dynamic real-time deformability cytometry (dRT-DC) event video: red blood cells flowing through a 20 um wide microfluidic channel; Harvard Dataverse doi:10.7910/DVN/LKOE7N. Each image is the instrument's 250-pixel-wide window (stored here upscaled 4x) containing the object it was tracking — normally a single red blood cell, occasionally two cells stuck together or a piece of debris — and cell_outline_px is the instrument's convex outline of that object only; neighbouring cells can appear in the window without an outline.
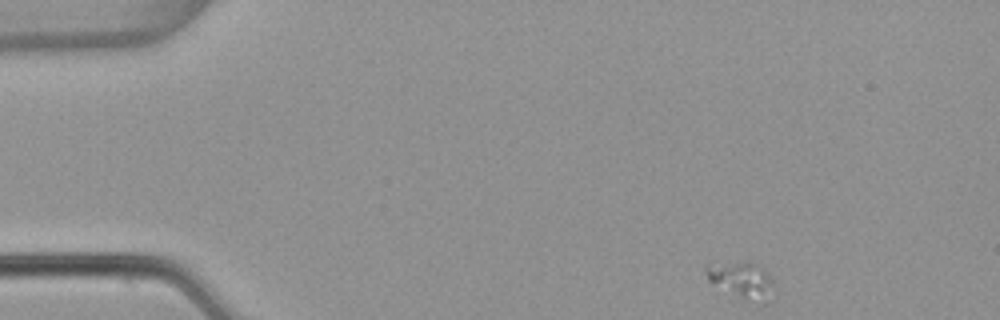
{"species": "common noctule bat (a hibernating species)", "species_latin": "Nyctalus noctula", "temperature_condition": "warm", "stored_images_in_passage": 6, "camera_frame_rate_fps": 3000, "um_per_image_px": 0.085, "animal": {"sex": "female", "body_mass_g": 22.7, "forearm_length_mm": 54.2}, "frame": {"image": 1, "passage_image": 1, "time_ms": 0.0, "image_size_px": [1000, 320], "cell_outline_px": [[776, 296], [764, 304], [744, 300], [708, 280], [704, 272], [704, 264], [708, 260], [752, 260], [764, 268], [772, 280]], "centroid_in_image_um": [63.03, 23.74], "position_along_channel_um": 22.0, "area_um2": 15.78}}
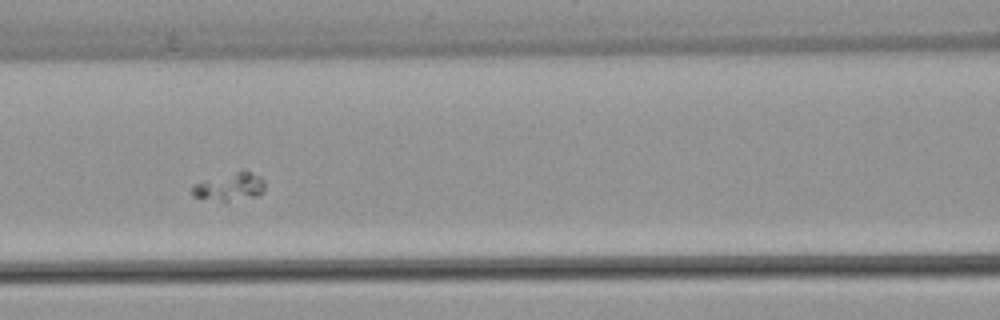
{"frame": {"image": 2, "passage_image": 5, "time_ms": 1.333, "image_size_px": [1000, 320], "cell_outline_px": [[264, 192], [256, 196], [224, 204], [192, 196], [192, 184], [244, 168], [260, 176], [264, 180]], "centroid_in_image_um": [19.53, 15.9], "position_along_channel_um": 147.1, "area_um2": 12.54}}
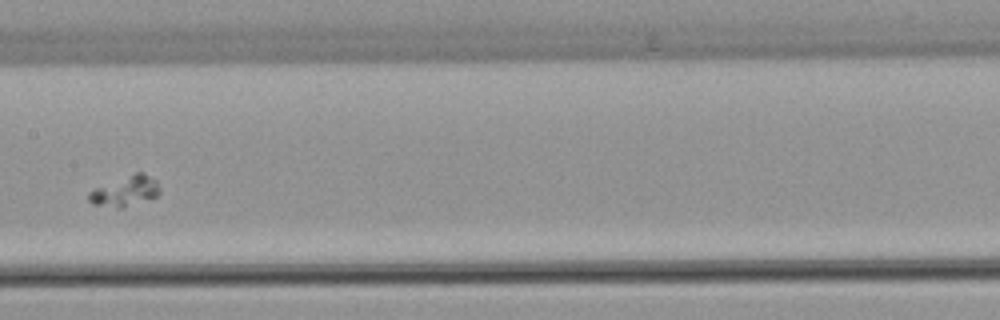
{"frame": {"image": 3, "passage_image": 6, "time_ms": 1.667, "image_size_px": [1000, 320], "cell_outline_px": [[160, 192], [156, 196], [124, 208], [120, 208], [92, 204], [88, 200], [88, 192], [96, 188], [136, 172], [144, 172], [156, 180], [160, 188]], "centroid_in_image_um": [10.66, 16.25], "position_along_channel_um": 196.7, "area_um2": 12.31}}